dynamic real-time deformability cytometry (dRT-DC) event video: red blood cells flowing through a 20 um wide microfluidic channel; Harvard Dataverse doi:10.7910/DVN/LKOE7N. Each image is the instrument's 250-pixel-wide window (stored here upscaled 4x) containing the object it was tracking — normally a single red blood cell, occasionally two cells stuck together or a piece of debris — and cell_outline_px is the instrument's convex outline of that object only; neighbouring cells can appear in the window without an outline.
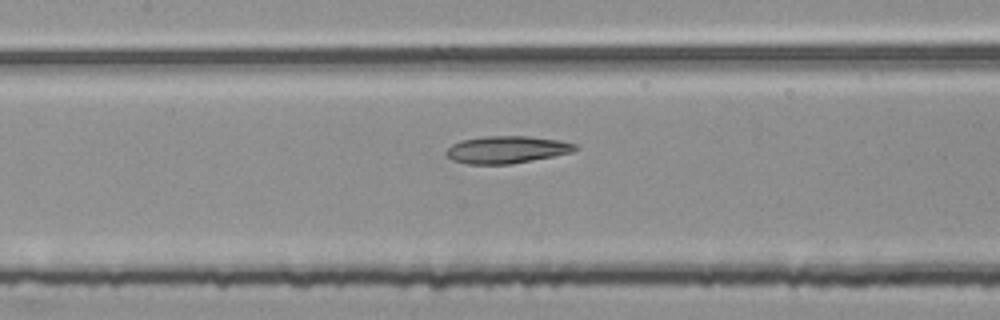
{"species": "common noctule bat (a hibernating species)", "species_latin": "Nyctalus noctula", "temperature_condition": "room temperature", "stored_images_in_passage": 53, "camera_frame_rate_fps": 3000, "um_per_image_px": 0.085, "animal": {"sex": "female", "body_mass_g": 25.1}, "frame": {"image": 1, "passage_image": 24, "time_ms": 7.667, "image_size_px": [1000, 320], "cell_outline_px": [[580, 148], [572, 152], [512, 164], [468, 164], [452, 160], [444, 152], [452, 144], [460, 140], [484, 136], [528, 136], [560, 140], [576, 144]], "centroid_in_image_um": [43.07, 12.71], "position_along_channel_um": 164.3, "area_um2": 20.58}}
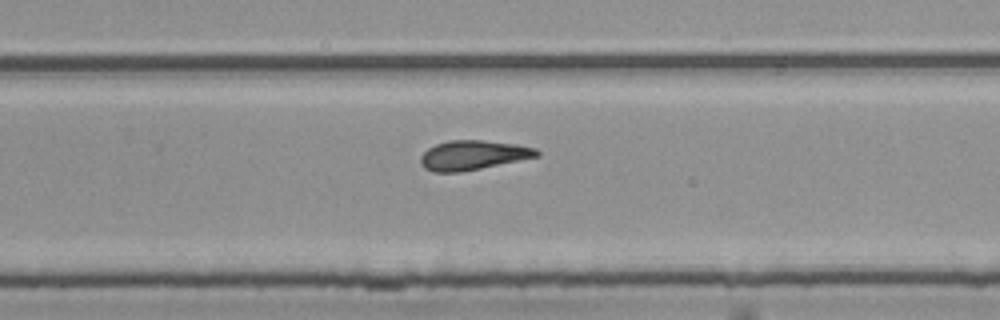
{"frame": {"image": 2, "passage_image": 34, "time_ms": 11.0, "image_size_px": [1000, 320], "cell_outline_px": [[540, 156], [460, 172], [432, 172], [424, 168], [420, 164], [420, 156], [428, 148], [436, 144], [448, 140], [484, 140], [516, 144], [536, 148], [540, 152]], "centroid_in_image_um": [40.19, 13.18], "position_along_channel_um": 289.6, "area_um2": 20.0}}
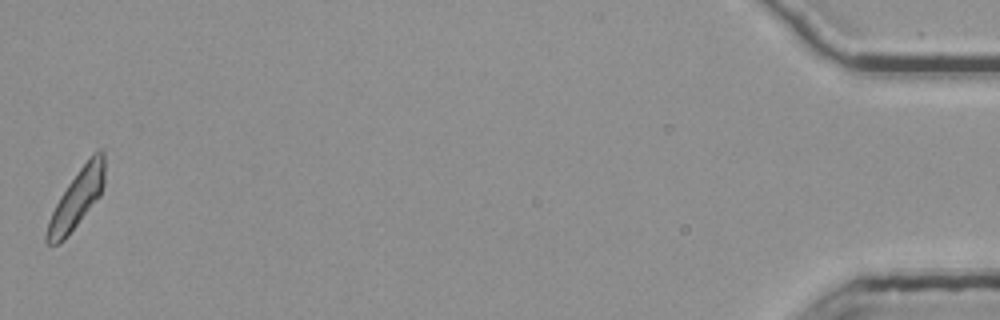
{"frame": {"image": 3, "passage_image": 53, "time_ms": 17.333, "image_size_px": [1000, 320], "cell_outline_px": [[104, 184], [100, 196], [68, 236], [64, 240], [56, 244], [48, 244], [44, 240], [44, 236], [48, 220], [60, 196], [68, 184], [92, 152], [100, 148], [104, 148]], "centroid_in_image_um": [6.53, 16.88], "position_along_channel_um": 428.7, "area_um2": 19.71}, "authors_computed_cell_mechanics": {"area_um2": 20.4612, "velocity_mm_per_s": 3.7712, "shape_relaxation_time_tau1_ms": null, "shape_relaxation_time_tau2_ms": 6.0025, "deformation_change_tau1": null, "deformation_change_tau2": 0.1661}}